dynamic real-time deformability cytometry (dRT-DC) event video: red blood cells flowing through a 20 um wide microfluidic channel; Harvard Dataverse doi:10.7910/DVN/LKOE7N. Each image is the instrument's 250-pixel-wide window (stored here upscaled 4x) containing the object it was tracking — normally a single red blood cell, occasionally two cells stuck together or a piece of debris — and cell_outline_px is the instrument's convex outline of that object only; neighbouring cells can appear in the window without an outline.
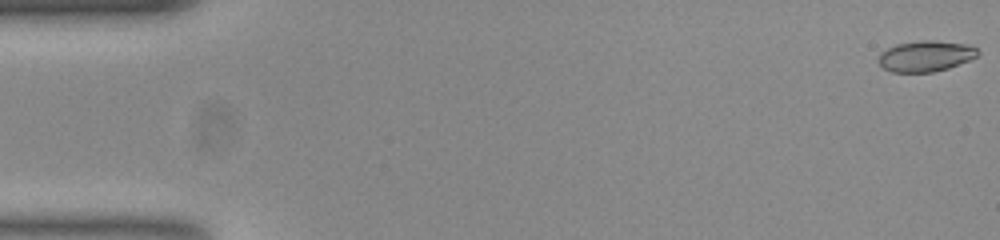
{"species": "common noctule bat (a hibernating species)", "species_latin": "Nyctalus noctula", "temperature_condition": "room temperature", "stored_images_in_passage": 50, "camera_frame_rate_fps": 3000, "um_per_image_px": 0.085, "animal": {"sex": "female", "body_mass_g": 23.0, "forearm_length_mm": 53.4}, "frame": {"image": 1, "passage_image": 1, "time_ms": 0.0, "image_size_px": [1000, 240], "cell_outline_px": [[980, 52], [976, 56], [968, 60], [948, 68], [932, 72], [892, 72], [884, 68], [876, 60], [880, 52], [896, 44], [924, 40], [932, 40], [968, 44], [976, 48]], "centroid_in_image_um": [78.65, 4.76], "position_along_channel_um": 6.4, "area_um2": 17.8}}
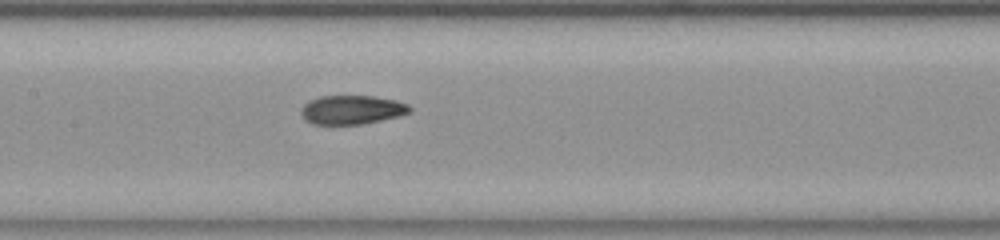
{"frame": {"image": 2, "passage_image": 26, "time_ms": 8.333, "image_size_px": [1000, 240], "cell_outline_px": [[412, 112], [400, 116], [360, 124], [312, 124], [304, 120], [300, 112], [304, 104], [320, 96], [372, 96], [396, 100], [408, 104], [412, 108]], "centroid_in_image_um": [29.93, 9.33], "position_along_channel_um": 177.5, "area_um2": 18.32}}
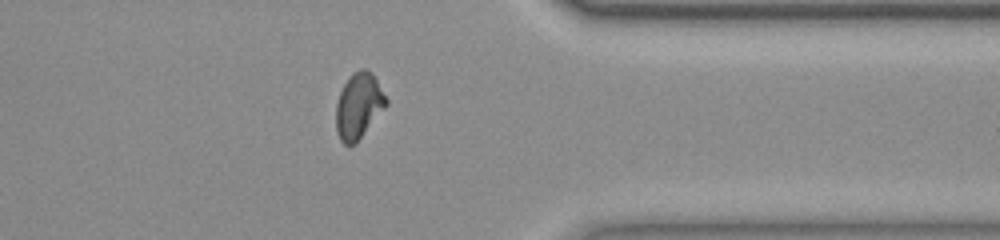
{"frame": {"image": 3, "passage_image": 43, "time_ms": 14.0, "image_size_px": [1000, 240], "cell_outline_px": [[388, 104], [356, 144], [344, 144], [340, 140], [336, 132], [336, 104], [340, 92], [348, 76], [352, 72], [360, 68], [364, 68], [372, 72], [388, 100]], "centroid_in_image_um": [30.48, 8.98], "position_along_channel_um": 380.9, "area_um2": 19.36}}